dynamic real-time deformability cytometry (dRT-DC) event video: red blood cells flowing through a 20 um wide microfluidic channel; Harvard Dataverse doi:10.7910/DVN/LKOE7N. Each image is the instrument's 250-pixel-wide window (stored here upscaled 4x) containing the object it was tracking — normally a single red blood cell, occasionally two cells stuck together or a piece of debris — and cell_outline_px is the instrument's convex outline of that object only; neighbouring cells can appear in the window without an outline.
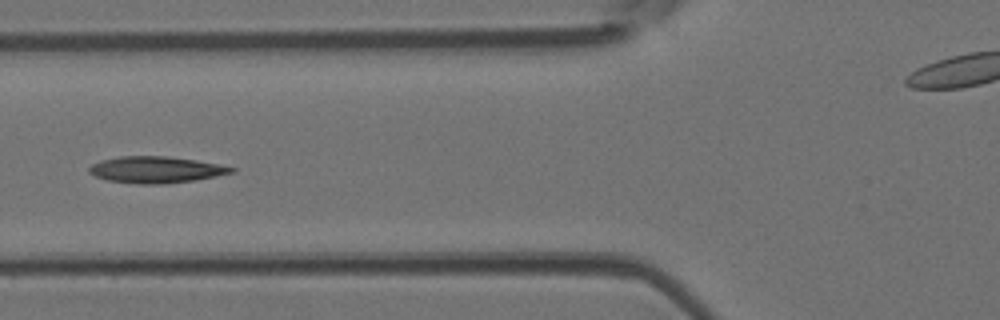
{"species": "Egyptian fruit bat (a non-hibernating species)", "species_latin": "Rousettus aegyptiacus", "temperature_condition": "room temperature", "stored_images_in_passage": 7, "segment_of_instrument_passage": [1, 2], "camera_frame_rate_fps": 3000, "um_per_image_px": 0.085, "animal": {"sex": "female"}, "frame": {"image": 1, "passage_image": 6, "time_ms": 1.667, "image_size_px": [1000, 320], "cell_outline_px": [[236, 172], [196, 180], [164, 184], [136, 184], [108, 180], [96, 176], [88, 172], [88, 168], [92, 164], [100, 160], [120, 156], [168, 156], [196, 160], [236, 168]], "centroid_in_image_um": [13.25, 14.42], "position_along_channel_um": 112.6, "area_um2": 22.02}}